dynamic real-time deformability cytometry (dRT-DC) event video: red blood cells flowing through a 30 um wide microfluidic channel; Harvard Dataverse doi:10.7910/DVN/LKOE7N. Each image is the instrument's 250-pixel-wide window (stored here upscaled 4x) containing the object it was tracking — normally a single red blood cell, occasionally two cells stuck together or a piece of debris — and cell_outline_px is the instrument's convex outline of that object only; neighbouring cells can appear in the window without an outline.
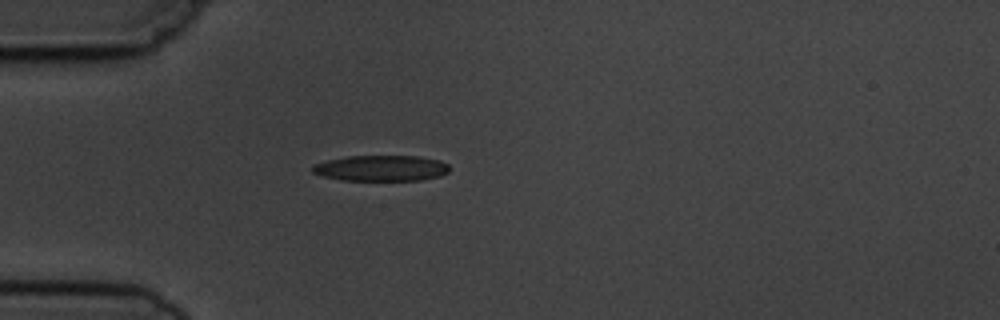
{"species": "common noctule bat (a hibernating species)", "species_latin": "Nyctalus noctula", "temperature_condition": "cold", "stored_images_in_passage": 1, "camera_frame_rate_fps": 3000, "um_per_image_px": 0.085, "animal": {"sex": "male", "body_mass_g": 19.5, "forearm_length_mm": 54.6}, "frame": {"image": 1, "passage_image": 1, "time_ms": 0.0, "image_size_px": [1000, 320], "cell_outline_px": [[448, 172], [440, 176], [420, 180], [340, 180], [324, 176], [312, 172], [312, 164], [328, 160], [348, 156], [416, 156], [440, 160], [448, 164]], "centroid_in_image_um": [32.39, 14.29], "position_along_channel_um": 52.6, "area_um2": 20.52}}